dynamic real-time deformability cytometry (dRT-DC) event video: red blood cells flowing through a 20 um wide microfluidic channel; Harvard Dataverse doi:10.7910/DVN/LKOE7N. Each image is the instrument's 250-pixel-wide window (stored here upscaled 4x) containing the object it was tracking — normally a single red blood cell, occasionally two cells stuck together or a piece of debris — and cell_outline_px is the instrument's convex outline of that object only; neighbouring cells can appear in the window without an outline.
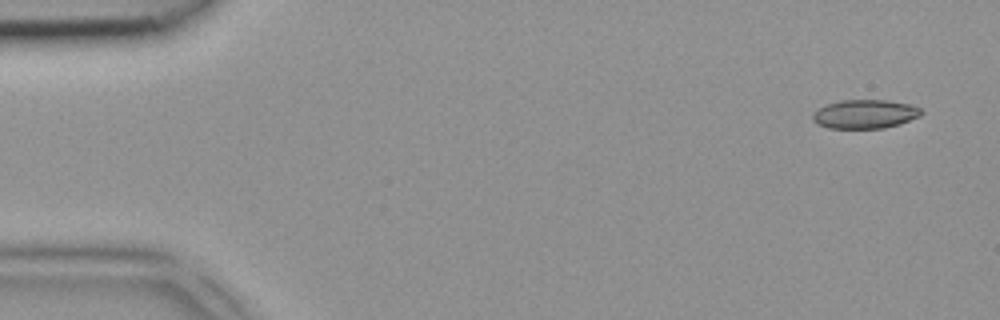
{"species": "common noctule bat (a hibernating species)", "species_latin": "Nyctalus noctula", "temperature_condition": "room temperature", "stored_images_in_passage": 4, "camera_frame_rate_fps": 3000, "um_per_image_px": 0.085, "animal": {"sex": "female", "body_mass_g": 18.4}, "frame": {"image": 1, "passage_image": 1, "time_ms": 0.0, "image_size_px": [1000, 320], "cell_outline_px": [[924, 112], [920, 116], [900, 124], [884, 128], [828, 128], [816, 124], [812, 120], [812, 112], [816, 108], [840, 100], [888, 100], [908, 104], [920, 108]], "centroid_in_image_um": [73.48, 9.7], "position_along_channel_um": 11.5, "area_um2": 18.44}}
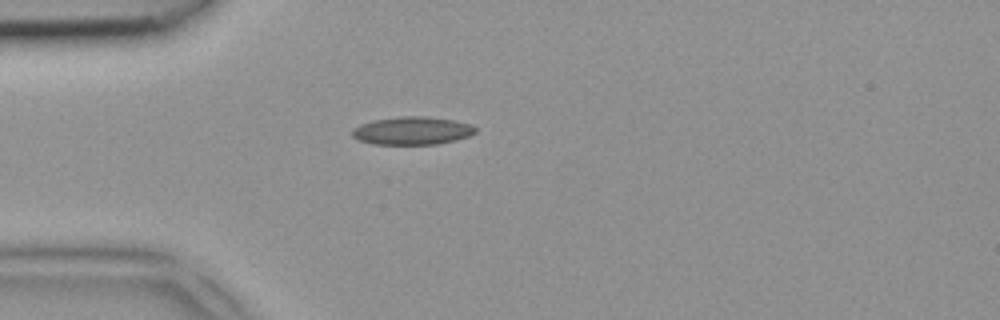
{"frame": {"image": 2, "passage_image": 4, "time_ms": 1.0, "image_size_px": [1000, 320], "cell_outline_px": [[476, 132], [468, 136], [456, 140], [436, 144], [372, 144], [360, 140], [352, 136], [352, 128], [360, 124], [372, 120], [400, 116], [424, 116], [452, 120], [472, 124], [476, 128]], "centroid_in_image_um": [35.02, 11.1], "position_along_channel_um": 50.0, "area_um2": 20.11}}